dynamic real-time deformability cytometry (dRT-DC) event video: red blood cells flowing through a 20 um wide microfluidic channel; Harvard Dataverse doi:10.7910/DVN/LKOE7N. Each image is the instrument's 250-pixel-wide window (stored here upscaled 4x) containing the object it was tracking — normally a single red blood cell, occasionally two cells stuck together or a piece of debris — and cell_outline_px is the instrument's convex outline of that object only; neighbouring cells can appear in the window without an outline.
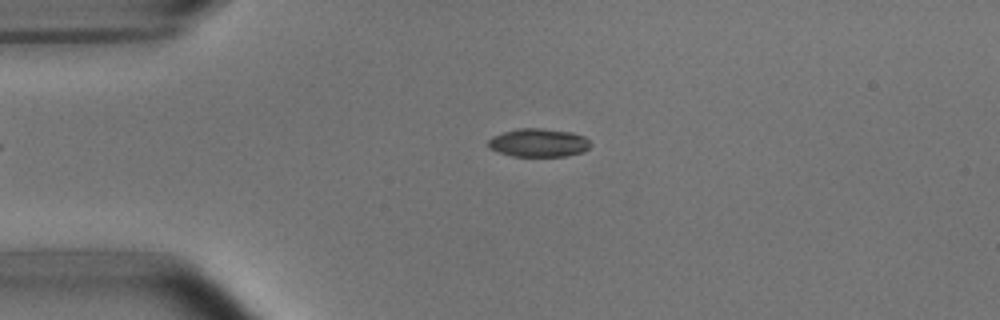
{"species": "common noctule bat (a hibernating species)", "species_latin": "Nyctalus noctula", "temperature_condition": "room temperature", "stored_images_in_passage": 3, "camera_frame_rate_fps": 3000, "um_per_image_px": 0.085, "animal": {"sex": "male", "body_mass_g": 15.6}, "frame": {"image": 1, "passage_image": 1, "time_ms": 0.0, "image_size_px": [1000, 320], "cell_outline_px": [[592, 144], [584, 152], [568, 156], [512, 156], [488, 148], [488, 140], [492, 136], [516, 128], [540, 128], [572, 132], [584, 136]], "centroid_in_image_um": [45.79, 12.13], "position_along_channel_um": 39.2, "area_um2": 16.99}}